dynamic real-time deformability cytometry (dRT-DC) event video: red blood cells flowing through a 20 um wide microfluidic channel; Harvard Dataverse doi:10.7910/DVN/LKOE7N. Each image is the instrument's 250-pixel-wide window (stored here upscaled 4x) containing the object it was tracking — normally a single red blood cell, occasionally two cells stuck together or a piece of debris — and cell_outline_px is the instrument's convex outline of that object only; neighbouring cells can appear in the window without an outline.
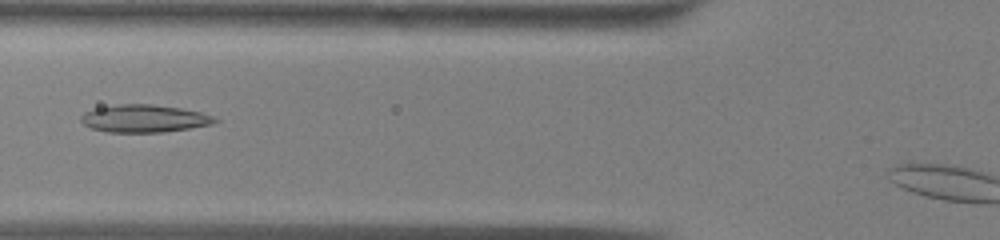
{"species": "common noctule bat (a hibernating species)", "species_latin": "Nyctalus noctula", "temperature_condition": "warm", "stored_images_in_passage": 44, "camera_frame_rate_fps": 3000, "um_per_image_px": 0.085, "animal": {"sex": "male", "body_mass_g": 13.0, "forearm_length_mm": 53.1}, "frame": {"image": 1, "passage_image": 19, "time_ms": 6.0, "image_size_px": [1000, 240], "cell_outline_px": [[220, 120], [212, 124], [164, 132], [108, 132], [92, 128], [84, 124], [80, 120], [80, 116], [84, 112], [96, 108], [116, 104], [152, 104], [180, 108], [200, 112], [212, 116]], "centroid_in_image_um": [12.23, 10.07], "position_along_channel_um": 113.6, "area_um2": 21.44}}
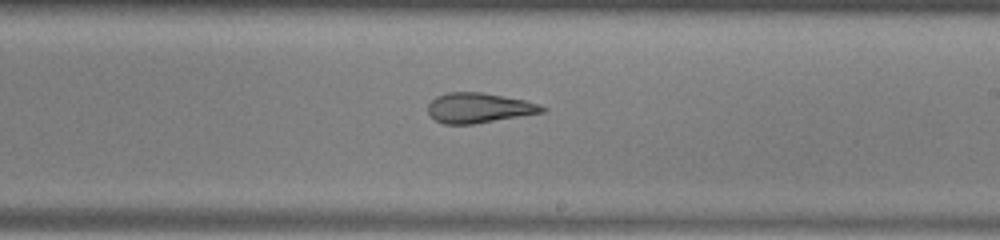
{"frame": {"image": 2, "passage_image": 29, "time_ms": 9.333, "image_size_px": [1000, 240], "cell_outline_px": [[548, 108], [544, 112], [472, 124], [444, 124], [436, 120], [428, 112], [428, 104], [436, 96], [448, 92], [480, 92], [504, 96], [524, 100], [540, 104]], "centroid_in_image_um": [40.71, 9.16], "position_along_channel_um": 248.3, "area_um2": 19.83}}
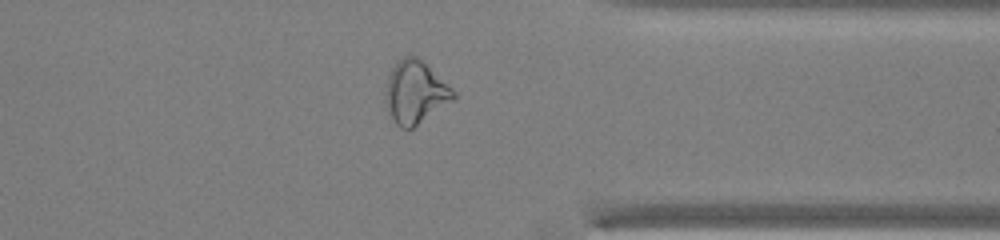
{"frame": {"image": 3, "passage_image": 39, "time_ms": 12.667, "image_size_px": [1000, 240], "cell_outline_px": [[456, 96], [452, 100], [412, 128], [400, 128], [396, 124], [388, 112], [384, 100], [388, 76], [392, 68], [404, 56], [416, 56], [452, 88], [456, 92]], "centroid_in_image_um": [35.27, 7.86], "position_along_channel_um": 376.1, "area_um2": 24.22}, "authors_computed_cell_mechanics": {"area_um2": 23.5535, "velocity_mm_per_s": 4.053, "shape_relaxation_time_tau1_ms": null, "shape_relaxation_time_tau2_ms": 2.8455, "deformation_change_tau1": null, "deformation_change_tau2": 0.1154}}